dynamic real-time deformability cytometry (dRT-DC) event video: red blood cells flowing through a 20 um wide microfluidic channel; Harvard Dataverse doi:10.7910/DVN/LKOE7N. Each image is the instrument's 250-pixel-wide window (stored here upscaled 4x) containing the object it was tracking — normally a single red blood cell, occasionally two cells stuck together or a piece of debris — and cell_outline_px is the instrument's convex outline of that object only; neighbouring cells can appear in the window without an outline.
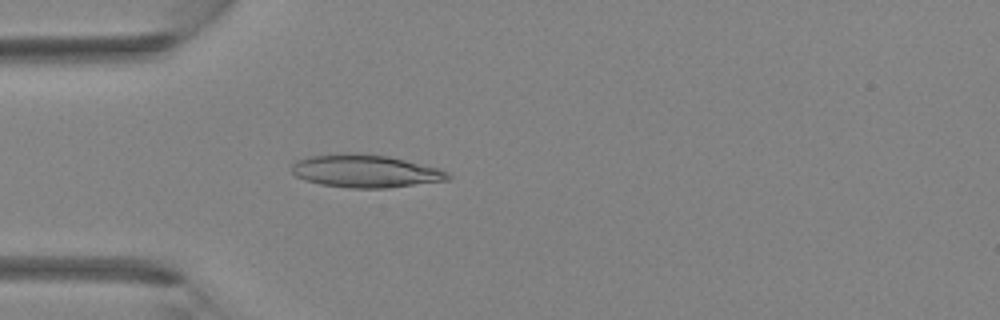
{"species": "Egyptian fruit bat (a non-hibernating species)", "species_latin": "Rousettus aegyptiacus", "temperature_condition": "room temperature", "stored_images_in_passage": 39, "camera_frame_rate_fps": 3000, "um_per_image_px": 0.085, "animal": {"sex": "female"}, "frame": {"image": 1, "passage_image": 11, "time_ms": 3.333, "image_size_px": [1000, 320], "cell_outline_px": [[452, 176], [448, 180], [388, 188], [348, 188], [320, 184], [304, 180], [296, 176], [292, 172], [292, 164], [296, 160], [308, 156], [344, 152], [388, 156], [440, 168], [448, 172]], "centroid_in_image_um": [31.05, 14.54], "position_along_channel_um": 54.0, "area_um2": 30.11}}
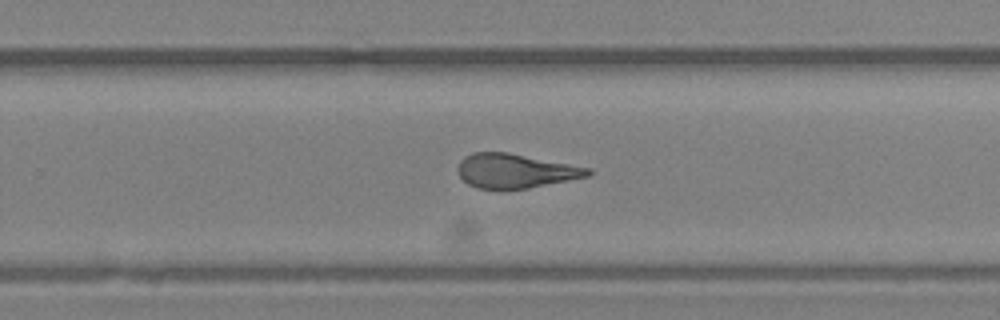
{"frame": {"image": 2, "passage_image": 25, "time_ms": 8.0, "image_size_px": [1000, 320], "cell_outline_px": [[592, 172], [588, 176], [528, 188], [476, 188], [468, 184], [460, 176], [456, 168], [460, 160], [464, 156], [472, 152], [508, 152], [592, 168]], "centroid_in_image_um": [43.78, 14.5], "position_along_channel_um": 286.0, "area_um2": 25.84}}
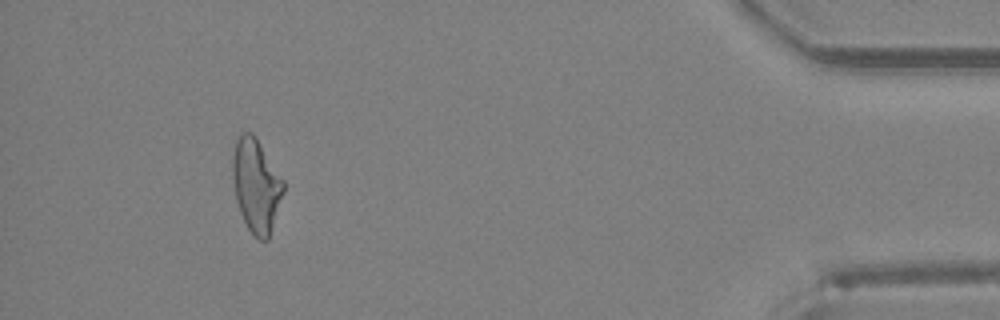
{"frame": {"image": 3, "passage_image": 36, "time_ms": 11.667, "image_size_px": [1000, 320], "cell_outline_px": [[284, 192], [268, 240], [260, 240], [248, 228], [240, 212], [236, 200], [232, 176], [232, 156], [236, 140], [244, 132], [252, 132], [256, 136], [284, 180]], "centroid_in_image_um": [21.78, 15.74], "position_along_channel_um": 413.4, "area_um2": 27.63}}